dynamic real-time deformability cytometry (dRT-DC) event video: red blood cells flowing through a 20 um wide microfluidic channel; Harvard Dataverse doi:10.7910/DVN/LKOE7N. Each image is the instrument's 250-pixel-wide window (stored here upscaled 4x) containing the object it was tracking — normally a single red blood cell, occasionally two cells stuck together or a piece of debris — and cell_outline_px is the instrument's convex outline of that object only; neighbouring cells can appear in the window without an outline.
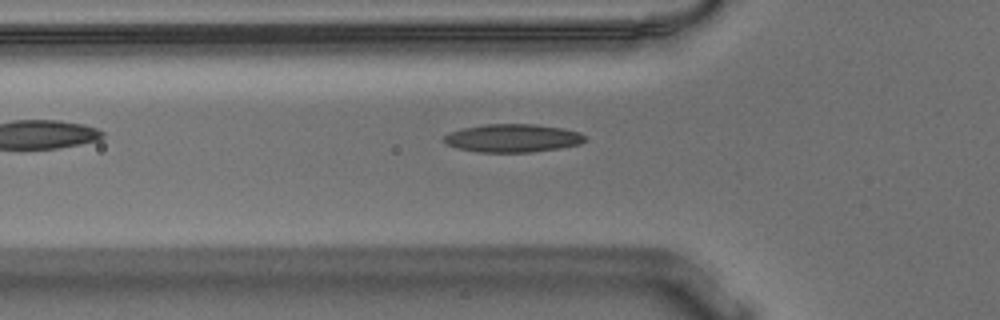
{"species": "Egyptian fruit bat (a non-hibernating species)", "species_latin": "Rousettus aegyptiacus", "temperature_condition": "warm", "stored_images_in_passage": 32, "camera_frame_rate_fps": 3000, "um_per_image_px": 0.085, "animal": {"sex": "male"}, "frame": {"image": 1, "passage_image": 3, "time_ms": 0.667, "image_size_px": [1000, 320], "cell_outline_px": [[584, 140], [580, 144], [532, 152], [476, 152], [456, 148], [444, 144], [444, 136], [452, 132], [464, 128], [484, 124], [532, 124], [560, 128], [580, 132], [584, 136]], "centroid_in_image_um": [43.53, 11.74], "position_along_channel_um": 82.3, "area_um2": 22.89}}
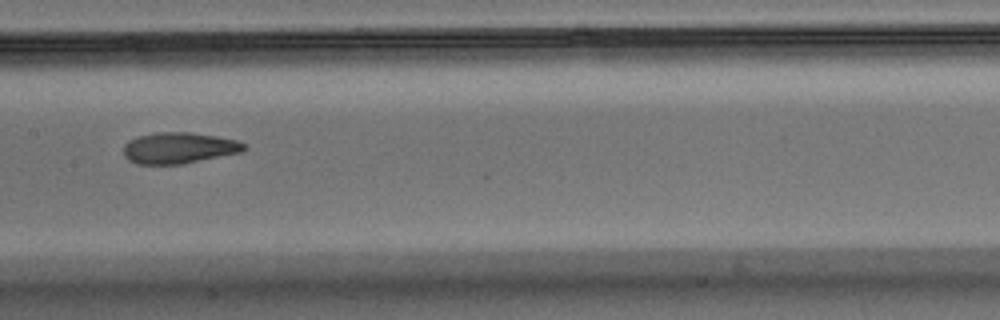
{"frame": {"image": 2, "passage_image": 12, "time_ms": 3.667, "image_size_px": [1000, 320], "cell_outline_px": [[248, 148], [244, 152], [184, 164], [136, 164], [128, 160], [124, 156], [124, 144], [128, 140], [140, 136], [156, 132], [188, 132], [216, 136], [236, 140], [244, 144]], "centroid_in_image_um": [15.23, 12.59], "position_along_channel_um": 192.2, "area_um2": 22.08}}
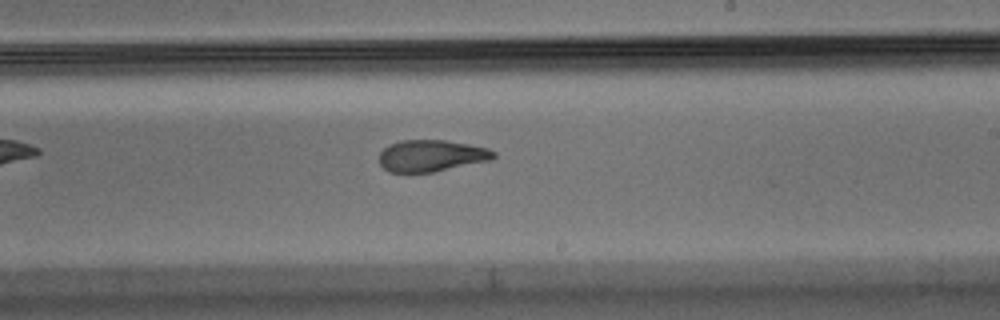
{"frame": {"image": 3, "passage_image": 17, "time_ms": 5.333, "image_size_px": [1000, 320], "cell_outline_px": [[496, 156], [492, 160], [432, 172], [388, 172], [380, 164], [380, 152], [388, 144], [404, 140], [444, 140], [468, 144], [488, 148], [496, 152]], "centroid_in_image_um": [36.68, 13.23], "position_along_channel_um": 252.3, "area_um2": 21.1}, "authors_computed_cell_mechanics": {"area_um2": 22.0507, "velocity_mm_per_s": 3.6279, "shape_relaxation_time_tau1_ms": null, "shape_relaxation_time_tau2_ms": 2.6553, "deformation_change_tau1": null, "deformation_change_tau2": 0.0887}}